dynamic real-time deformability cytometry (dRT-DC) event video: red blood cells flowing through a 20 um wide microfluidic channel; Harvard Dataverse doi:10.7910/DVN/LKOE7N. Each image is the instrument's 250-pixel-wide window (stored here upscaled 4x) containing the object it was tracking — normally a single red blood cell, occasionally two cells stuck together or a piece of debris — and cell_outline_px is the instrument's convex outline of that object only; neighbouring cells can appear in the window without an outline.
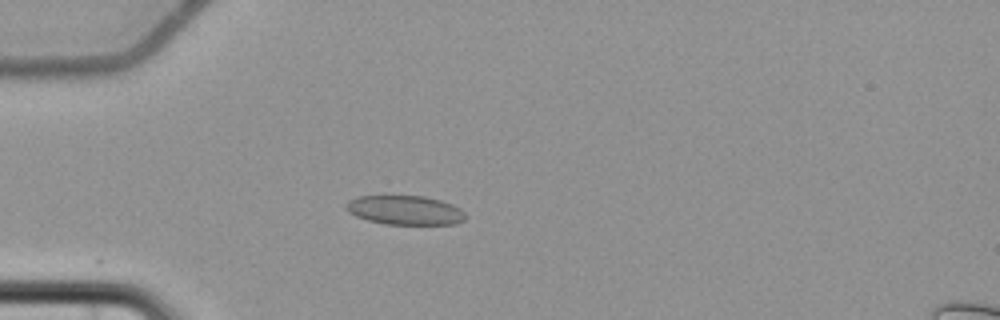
{"species": "common noctule bat (a hibernating species)", "species_latin": "Nyctalus noctula", "temperature_condition": "cold", "stored_images_in_passage": 5, "camera_frame_rate_fps": 3000, "um_per_image_px": 0.085, "animal": {"sex": "female", "body_mass_g": 22.7, "forearm_length_mm": 54.2}, "frame": {"image": 1, "passage_image": 5, "time_ms": 5.0, "image_size_px": [1000, 320], "cell_outline_px": [[464, 220], [456, 224], [384, 224], [368, 220], [356, 216], [348, 212], [344, 208], [344, 204], [348, 200], [360, 196], [424, 196], [440, 200], [452, 204], [460, 208], [464, 212]], "centroid_in_image_um": [34.39, 17.86], "position_along_channel_um": 50.6, "area_um2": 20.35}}